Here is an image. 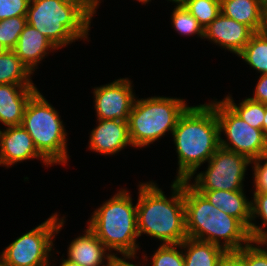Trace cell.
I'll list each match as a JSON object with an SVG mask.
<instances>
[{
    "label": "cell",
    "mask_w": 267,
    "mask_h": 266,
    "mask_svg": "<svg viewBox=\"0 0 267 266\" xmlns=\"http://www.w3.org/2000/svg\"><path fill=\"white\" fill-rule=\"evenodd\" d=\"M95 7L96 9L99 8L100 6V3L103 1V0H89Z\"/></svg>",
    "instance_id": "cell-39"
},
{
    "label": "cell",
    "mask_w": 267,
    "mask_h": 266,
    "mask_svg": "<svg viewBox=\"0 0 267 266\" xmlns=\"http://www.w3.org/2000/svg\"><path fill=\"white\" fill-rule=\"evenodd\" d=\"M27 24L26 16L7 18L0 21V50H14L18 38Z\"/></svg>",
    "instance_id": "cell-28"
},
{
    "label": "cell",
    "mask_w": 267,
    "mask_h": 266,
    "mask_svg": "<svg viewBox=\"0 0 267 266\" xmlns=\"http://www.w3.org/2000/svg\"><path fill=\"white\" fill-rule=\"evenodd\" d=\"M172 11L171 24L177 34L182 36L197 35L200 39H204V29L184 5H176Z\"/></svg>",
    "instance_id": "cell-25"
},
{
    "label": "cell",
    "mask_w": 267,
    "mask_h": 266,
    "mask_svg": "<svg viewBox=\"0 0 267 266\" xmlns=\"http://www.w3.org/2000/svg\"><path fill=\"white\" fill-rule=\"evenodd\" d=\"M263 132L265 136L267 137V104H266V111H265V117L263 121Z\"/></svg>",
    "instance_id": "cell-37"
},
{
    "label": "cell",
    "mask_w": 267,
    "mask_h": 266,
    "mask_svg": "<svg viewBox=\"0 0 267 266\" xmlns=\"http://www.w3.org/2000/svg\"><path fill=\"white\" fill-rule=\"evenodd\" d=\"M185 266H216L227 251L219 245L187 237L182 243Z\"/></svg>",
    "instance_id": "cell-20"
},
{
    "label": "cell",
    "mask_w": 267,
    "mask_h": 266,
    "mask_svg": "<svg viewBox=\"0 0 267 266\" xmlns=\"http://www.w3.org/2000/svg\"><path fill=\"white\" fill-rule=\"evenodd\" d=\"M254 33L249 26L220 13L204 29V39L237 56Z\"/></svg>",
    "instance_id": "cell-13"
},
{
    "label": "cell",
    "mask_w": 267,
    "mask_h": 266,
    "mask_svg": "<svg viewBox=\"0 0 267 266\" xmlns=\"http://www.w3.org/2000/svg\"><path fill=\"white\" fill-rule=\"evenodd\" d=\"M261 31L267 35V7L264 8L263 28Z\"/></svg>",
    "instance_id": "cell-36"
},
{
    "label": "cell",
    "mask_w": 267,
    "mask_h": 266,
    "mask_svg": "<svg viewBox=\"0 0 267 266\" xmlns=\"http://www.w3.org/2000/svg\"><path fill=\"white\" fill-rule=\"evenodd\" d=\"M221 13L249 26L254 32L263 28L264 7L258 0H220Z\"/></svg>",
    "instance_id": "cell-19"
},
{
    "label": "cell",
    "mask_w": 267,
    "mask_h": 266,
    "mask_svg": "<svg viewBox=\"0 0 267 266\" xmlns=\"http://www.w3.org/2000/svg\"><path fill=\"white\" fill-rule=\"evenodd\" d=\"M216 266H244L235 252H227Z\"/></svg>",
    "instance_id": "cell-33"
},
{
    "label": "cell",
    "mask_w": 267,
    "mask_h": 266,
    "mask_svg": "<svg viewBox=\"0 0 267 266\" xmlns=\"http://www.w3.org/2000/svg\"><path fill=\"white\" fill-rule=\"evenodd\" d=\"M172 2L174 5H183L187 0H167Z\"/></svg>",
    "instance_id": "cell-38"
},
{
    "label": "cell",
    "mask_w": 267,
    "mask_h": 266,
    "mask_svg": "<svg viewBox=\"0 0 267 266\" xmlns=\"http://www.w3.org/2000/svg\"><path fill=\"white\" fill-rule=\"evenodd\" d=\"M55 212L36 226L23 233L0 252L2 266H50L52 258L51 251L55 250V236L64 227L65 216ZM51 256V257H50Z\"/></svg>",
    "instance_id": "cell-8"
},
{
    "label": "cell",
    "mask_w": 267,
    "mask_h": 266,
    "mask_svg": "<svg viewBox=\"0 0 267 266\" xmlns=\"http://www.w3.org/2000/svg\"><path fill=\"white\" fill-rule=\"evenodd\" d=\"M258 1L264 8L267 7V0H258Z\"/></svg>",
    "instance_id": "cell-40"
},
{
    "label": "cell",
    "mask_w": 267,
    "mask_h": 266,
    "mask_svg": "<svg viewBox=\"0 0 267 266\" xmlns=\"http://www.w3.org/2000/svg\"><path fill=\"white\" fill-rule=\"evenodd\" d=\"M134 259L136 260V257H121V256L120 257H115L113 259L112 263H111V266H146L144 261L143 262L141 261V263L138 261L137 264H136V261H135V263L133 264V260ZM130 261H132V262H130Z\"/></svg>",
    "instance_id": "cell-34"
},
{
    "label": "cell",
    "mask_w": 267,
    "mask_h": 266,
    "mask_svg": "<svg viewBox=\"0 0 267 266\" xmlns=\"http://www.w3.org/2000/svg\"><path fill=\"white\" fill-rule=\"evenodd\" d=\"M58 50L50 40L29 24H26L14 49L22 63L35 74L38 65L51 52Z\"/></svg>",
    "instance_id": "cell-16"
},
{
    "label": "cell",
    "mask_w": 267,
    "mask_h": 266,
    "mask_svg": "<svg viewBox=\"0 0 267 266\" xmlns=\"http://www.w3.org/2000/svg\"><path fill=\"white\" fill-rule=\"evenodd\" d=\"M231 94L224 96L222 101L249 126L263 130L266 104L253 101L249 97L236 104Z\"/></svg>",
    "instance_id": "cell-23"
},
{
    "label": "cell",
    "mask_w": 267,
    "mask_h": 266,
    "mask_svg": "<svg viewBox=\"0 0 267 266\" xmlns=\"http://www.w3.org/2000/svg\"><path fill=\"white\" fill-rule=\"evenodd\" d=\"M178 168L173 180H187L220 147L219 122L209 104L189 106L179 117L172 133Z\"/></svg>",
    "instance_id": "cell-2"
},
{
    "label": "cell",
    "mask_w": 267,
    "mask_h": 266,
    "mask_svg": "<svg viewBox=\"0 0 267 266\" xmlns=\"http://www.w3.org/2000/svg\"><path fill=\"white\" fill-rule=\"evenodd\" d=\"M96 127L89 135L88 150L99 155H115L123 149L133 147L128 122L97 119Z\"/></svg>",
    "instance_id": "cell-14"
},
{
    "label": "cell",
    "mask_w": 267,
    "mask_h": 266,
    "mask_svg": "<svg viewBox=\"0 0 267 266\" xmlns=\"http://www.w3.org/2000/svg\"><path fill=\"white\" fill-rule=\"evenodd\" d=\"M132 82L127 77H120L113 82L92 89L96 119L128 122L129 114L137 98Z\"/></svg>",
    "instance_id": "cell-11"
},
{
    "label": "cell",
    "mask_w": 267,
    "mask_h": 266,
    "mask_svg": "<svg viewBox=\"0 0 267 266\" xmlns=\"http://www.w3.org/2000/svg\"><path fill=\"white\" fill-rule=\"evenodd\" d=\"M130 193L128 189L120 188L87 220V226L115 257L118 253L121 257H137L140 249L137 243V203L133 204Z\"/></svg>",
    "instance_id": "cell-5"
},
{
    "label": "cell",
    "mask_w": 267,
    "mask_h": 266,
    "mask_svg": "<svg viewBox=\"0 0 267 266\" xmlns=\"http://www.w3.org/2000/svg\"><path fill=\"white\" fill-rule=\"evenodd\" d=\"M138 2H141V4H149L152 0H136Z\"/></svg>",
    "instance_id": "cell-41"
},
{
    "label": "cell",
    "mask_w": 267,
    "mask_h": 266,
    "mask_svg": "<svg viewBox=\"0 0 267 266\" xmlns=\"http://www.w3.org/2000/svg\"><path fill=\"white\" fill-rule=\"evenodd\" d=\"M185 8L205 29L220 13V0H187Z\"/></svg>",
    "instance_id": "cell-27"
},
{
    "label": "cell",
    "mask_w": 267,
    "mask_h": 266,
    "mask_svg": "<svg viewBox=\"0 0 267 266\" xmlns=\"http://www.w3.org/2000/svg\"><path fill=\"white\" fill-rule=\"evenodd\" d=\"M235 253L244 266H267V245L250 242Z\"/></svg>",
    "instance_id": "cell-29"
},
{
    "label": "cell",
    "mask_w": 267,
    "mask_h": 266,
    "mask_svg": "<svg viewBox=\"0 0 267 266\" xmlns=\"http://www.w3.org/2000/svg\"><path fill=\"white\" fill-rule=\"evenodd\" d=\"M31 75L14 50H0V84L36 87Z\"/></svg>",
    "instance_id": "cell-21"
},
{
    "label": "cell",
    "mask_w": 267,
    "mask_h": 266,
    "mask_svg": "<svg viewBox=\"0 0 267 266\" xmlns=\"http://www.w3.org/2000/svg\"><path fill=\"white\" fill-rule=\"evenodd\" d=\"M30 0H0V21L18 17L26 16Z\"/></svg>",
    "instance_id": "cell-30"
},
{
    "label": "cell",
    "mask_w": 267,
    "mask_h": 266,
    "mask_svg": "<svg viewBox=\"0 0 267 266\" xmlns=\"http://www.w3.org/2000/svg\"><path fill=\"white\" fill-rule=\"evenodd\" d=\"M167 197L159 185L140 182L137 198V230L139 237L151 236L164 244H180L187 238L184 180H173Z\"/></svg>",
    "instance_id": "cell-1"
},
{
    "label": "cell",
    "mask_w": 267,
    "mask_h": 266,
    "mask_svg": "<svg viewBox=\"0 0 267 266\" xmlns=\"http://www.w3.org/2000/svg\"><path fill=\"white\" fill-rule=\"evenodd\" d=\"M253 190L267 192V155L252 161Z\"/></svg>",
    "instance_id": "cell-31"
},
{
    "label": "cell",
    "mask_w": 267,
    "mask_h": 266,
    "mask_svg": "<svg viewBox=\"0 0 267 266\" xmlns=\"http://www.w3.org/2000/svg\"><path fill=\"white\" fill-rule=\"evenodd\" d=\"M252 192L253 199L251 198V222L249 227L251 242L267 245V229H265L267 228V192ZM257 218L261 219L262 225L256 222Z\"/></svg>",
    "instance_id": "cell-24"
},
{
    "label": "cell",
    "mask_w": 267,
    "mask_h": 266,
    "mask_svg": "<svg viewBox=\"0 0 267 266\" xmlns=\"http://www.w3.org/2000/svg\"><path fill=\"white\" fill-rule=\"evenodd\" d=\"M208 201L226 214L237 218L248 230L251 222V199L246 197L245 190H197Z\"/></svg>",
    "instance_id": "cell-18"
},
{
    "label": "cell",
    "mask_w": 267,
    "mask_h": 266,
    "mask_svg": "<svg viewBox=\"0 0 267 266\" xmlns=\"http://www.w3.org/2000/svg\"><path fill=\"white\" fill-rule=\"evenodd\" d=\"M39 160L52 166L36 149L32 137L22 125L0 128V166L11 168L12 165L26 160Z\"/></svg>",
    "instance_id": "cell-12"
},
{
    "label": "cell",
    "mask_w": 267,
    "mask_h": 266,
    "mask_svg": "<svg viewBox=\"0 0 267 266\" xmlns=\"http://www.w3.org/2000/svg\"><path fill=\"white\" fill-rule=\"evenodd\" d=\"M146 255L144 253L142 255V259L146 265L147 261L151 260V266H185L181 243L159 245L150 259Z\"/></svg>",
    "instance_id": "cell-26"
},
{
    "label": "cell",
    "mask_w": 267,
    "mask_h": 266,
    "mask_svg": "<svg viewBox=\"0 0 267 266\" xmlns=\"http://www.w3.org/2000/svg\"><path fill=\"white\" fill-rule=\"evenodd\" d=\"M185 99L151 96L136 98L128 117V129L133 148L150 147L166 133L172 135L179 117L189 107Z\"/></svg>",
    "instance_id": "cell-6"
},
{
    "label": "cell",
    "mask_w": 267,
    "mask_h": 266,
    "mask_svg": "<svg viewBox=\"0 0 267 266\" xmlns=\"http://www.w3.org/2000/svg\"><path fill=\"white\" fill-rule=\"evenodd\" d=\"M184 206L187 237L221 246L235 252L251 242L249 230L233 216L212 205L184 180Z\"/></svg>",
    "instance_id": "cell-4"
},
{
    "label": "cell",
    "mask_w": 267,
    "mask_h": 266,
    "mask_svg": "<svg viewBox=\"0 0 267 266\" xmlns=\"http://www.w3.org/2000/svg\"><path fill=\"white\" fill-rule=\"evenodd\" d=\"M114 258L115 256L88 226L67 248L66 259L80 266H111Z\"/></svg>",
    "instance_id": "cell-15"
},
{
    "label": "cell",
    "mask_w": 267,
    "mask_h": 266,
    "mask_svg": "<svg viewBox=\"0 0 267 266\" xmlns=\"http://www.w3.org/2000/svg\"><path fill=\"white\" fill-rule=\"evenodd\" d=\"M257 73H267V35L262 31L255 32L247 45L237 55Z\"/></svg>",
    "instance_id": "cell-22"
},
{
    "label": "cell",
    "mask_w": 267,
    "mask_h": 266,
    "mask_svg": "<svg viewBox=\"0 0 267 266\" xmlns=\"http://www.w3.org/2000/svg\"><path fill=\"white\" fill-rule=\"evenodd\" d=\"M21 125L32 137L38 152L51 164L68 163L67 130L63 120L39 89L29 99Z\"/></svg>",
    "instance_id": "cell-7"
},
{
    "label": "cell",
    "mask_w": 267,
    "mask_h": 266,
    "mask_svg": "<svg viewBox=\"0 0 267 266\" xmlns=\"http://www.w3.org/2000/svg\"><path fill=\"white\" fill-rule=\"evenodd\" d=\"M259 79L253 91V96L249 98L253 101L267 104V73L258 76Z\"/></svg>",
    "instance_id": "cell-32"
},
{
    "label": "cell",
    "mask_w": 267,
    "mask_h": 266,
    "mask_svg": "<svg viewBox=\"0 0 267 266\" xmlns=\"http://www.w3.org/2000/svg\"><path fill=\"white\" fill-rule=\"evenodd\" d=\"M96 12L89 0H30L26 21L59 50L79 39L90 41Z\"/></svg>",
    "instance_id": "cell-3"
},
{
    "label": "cell",
    "mask_w": 267,
    "mask_h": 266,
    "mask_svg": "<svg viewBox=\"0 0 267 266\" xmlns=\"http://www.w3.org/2000/svg\"><path fill=\"white\" fill-rule=\"evenodd\" d=\"M208 103L215 109L219 122L220 147L242 154L251 161L267 155V137L263 130L249 126L222 100L214 98Z\"/></svg>",
    "instance_id": "cell-10"
},
{
    "label": "cell",
    "mask_w": 267,
    "mask_h": 266,
    "mask_svg": "<svg viewBox=\"0 0 267 266\" xmlns=\"http://www.w3.org/2000/svg\"><path fill=\"white\" fill-rule=\"evenodd\" d=\"M207 163L205 171L194 172L187 178L194 189L244 190L243 181H245L247 168L252 165L248 157L219 147Z\"/></svg>",
    "instance_id": "cell-9"
},
{
    "label": "cell",
    "mask_w": 267,
    "mask_h": 266,
    "mask_svg": "<svg viewBox=\"0 0 267 266\" xmlns=\"http://www.w3.org/2000/svg\"><path fill=\"white\" fill-rule=\"evenodd\" d=\"M61 259V262H60V265L59 266H80L79 264L77 263H74L72 261H69L65 258H60ZM56 264L52 263V265L50 266H55Z\"/></svg>",
    "instance_id": "cell-35"
},
{
    "label": "cell",
    "mask_w": 267,
    "mask_h": 266,
    "mask_svg": "<svg viewBox=\"0 0 267 266\" xmlns=\"http://www.w3.org/2000/svg\"><path fill=\"white\" fill-rule=\"evenodd\" d=\"M37 87L0 84V123L6 127L21 125L26 105Z\"/></svg>",
    "instance_id": "cell-17"
}]
</instances>
